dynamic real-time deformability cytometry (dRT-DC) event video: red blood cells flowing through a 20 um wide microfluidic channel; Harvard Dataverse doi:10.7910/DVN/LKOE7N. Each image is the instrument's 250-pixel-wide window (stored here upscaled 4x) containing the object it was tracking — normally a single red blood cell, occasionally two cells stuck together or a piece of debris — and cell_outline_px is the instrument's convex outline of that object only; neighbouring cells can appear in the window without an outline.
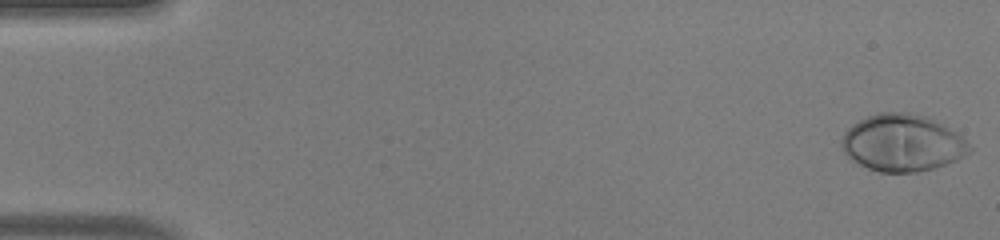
{"species": "human", "species_latin": "Homo sapiens", "temperature_condition": "warm", "stored_images_in_passage": 50, "camera_frame_rate_fps": 3000, "um_per_image_px": 0.085, "donor": {"sex": "male"}, "frame": {"image": 1, "passage_image": 1, "time_ms": 0.0, "image_size_px": [1000, 240], "cell_outline_px": [[972, 152], [956, 160], [932, 168], [916, 172], [880, 172], [868, 168], [852, 160], [844, 152], [840, 144], [840, 140], [844, 132], [852, 124], [868, 116], [880, 112], [908, 112], [924, 116], [956, 132], [972, 148]], "centroid_in_image_um": [76.67, 12.15], "position_along_channel_um": 8.3, "area_um2": 42.08}}
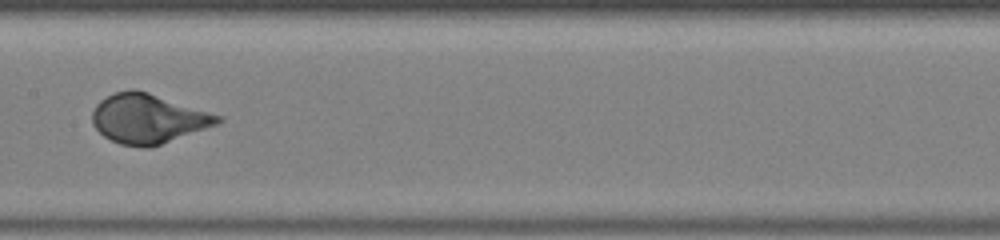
{"frame": {"image": 2, "passage_image": 26, "time_ms": 8.333, "image_size_px": [1000, 240], "cell_outline_px": [[224, 120], [220, 124], [148, 148], [144, 148], [120, 144], [104, 136], [92, 124], [92, 112], [96, 104], [100, 100], [116, 92], [128, 88], [132, 88], [148, 92], [224, 116]], "centroid_in_image_um": [12.62, 10.08], "position_along_channel_um": 194.8, "area_um2": 36.3}}
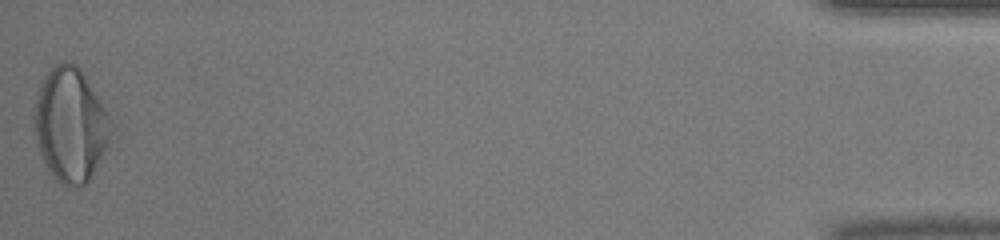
{"frame": {"image": 3, "passage_image": 50, "time_ms": 16.333, "image_size_px": [1000, 240], "cell_outline_px": [[116, 128], [88, 180], [84, 184], [64, 184], [56, 180], [52, 176], [36, 144], [32, 116], [36, 92], [44, 76], [52, 64], [64, 60], [68, 60], [76, 64], [80, 68], [108, 112]], "centroid_in_image_um": [5.96, 10.52], "position_along_channel_um": 429.2, "area_um2": 51.27}, "authors_computed_cell_mechanics": {"area_um2": 37.1365, "velocity_mm_per_s": 4.1072, "shape_relaxation_time_tau1_ms": 2.8319, "shape_relaxation_time_tau2_ms": null, "deformation_change_tau1": 0.1993, "deformation_change_tau2": null}}